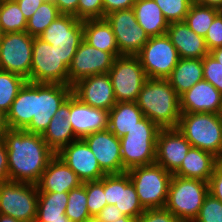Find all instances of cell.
Wrapping results in <instances>:
<instances>
[{
  "label": "cell",
  "mask_w": 222,
  "mask_h": 222,
  "mask_svg": "<svg viewBox=\"0 0 222 222\" xmlns=\"http://www.w3.org/2000/svg\"><path fill=\"white\" fill-rule=\"evenodd\" d=\"M2 140L7 147L9 179L37 184L48 163L56 155L42 134L8 129Z\"/></svg>",
  "instance_id": "1"
},
{
  "label": "cell",
  "mask_w": 222,
  "mask_h": 222,
  "mask_svg": "<svg viewBox=\"0 0 222 222\" xmlns=\"http://www.w3.org/2000/svg\"><path fill=\"white\" fill-rule=\"evenodd\" d=\"M144 116L160 129L177 128L180 98L167 79H147L136 100Z\"/></svg>",
  "instance_id": "2"
},
{
  "label": "cell",
  "mask_w": 222,
  "mask_h": 222,
  "mask_svg": "<svg viewBox=\"0 0 222 222\" xmlns=\"http://www.w3.org/2000/svg\"><path fill=\"white\" fill-rule=\"evenodd\" d=\"M192 147L222 161V116L216 113H181L178 127Z\"/></svg>",
  "instance_id": "3"
},
{
  "label": "cell",
  "mask_w": 222,
  "mask_h": 222,
  "mask_svg": "<svg viewBox=\"0 0 222 222\" xmlns=\"http://www.w3.org/2000/svg\"><path fill=\"white\" fill-rule=\"evenodd\" d=\"M160 128L147 117L138 121L133 129L120 139L123 168L128 171L137 166L155 163L156 139Z\"/></svg>",
  "instance_id": "4"
},
{
  "label": "cell",
  "mask_w": 222,
  "mask_h": 222,
  "mask_svg": "<svg viewBox=\"0 0 222 222\" xmlns=\"http://www.w3.org/2000/svg\"><path fill=\"white\" fill-rule=\"evenodd\" d=\"M208 194V182L173 175L165 208L181 222H193Z\"/></svg>",
  "instance_id": "5"
},
{
  "label": "cell",
  "mask_w": 222,
  "mask_h": 222,
  "mask_svg": "<svg viewBox=\"0 0 222 222\" xmlns=\"http://www.w3.org/2000/svg\"><path fill=\"white\" fill-rule=\"evenodd\" d=\"M145 209L165 208L173 174L154 163L126 171Z\"/></svg>",
  "instance_id": "6"
},
{
  "label": "cell",
  "mask_w": 222,
  "mask_h": 222,
  "mask_svg": "<svg viewBox=\"0 0 222 222\" xmlns=\"http://www.w3.org/2000/svg\"><path fill=\"white\" fill-rule=\"evenodd\" d=\"M37 202V184L11 180L0 183V214L23 222H35Z\"/></svg>",
  "instance_id": "7"
},
{
  "label": "cell",
  "mask_w": 222,
  "mask_h": 222,
  "mask_svg": "<svg viewBox=\"0 0 222 222\" xmlns=\"http://www.w3.org/2000/svg\"><path fill=\"white\" fill-rule=\"evenodd\" d=\"M71 94V85L34 83V115L24 130L43 134L54 114Z\"/></svg>",
  "instance_id": "8"
},
{
  "label": "cell",
  "mask_w": 222,
  "mask_h": 222,
  "mask_svg": "<svg viewBox=\"0 0 222 222\" xmlns=\"http://www.w3.org/2000/svg\"><path fill=\"white\" fill-rule=\"evenodd\" d=\"M108 74L116 102H136L139 92L148 79L137 56L116 57Z\"/></svg>",
  "instance_id": "9"
},
{
  "label": "cell",
  "mask_w": 222,
  "mask_h": 222,
  "mask_svg": "<svg viewBox=\"0 0 222 222\" xmlns=\"http://www.w3.org/2000/svg\"><path fill=\"white\" fill-rule=\"evenodd\" d=\"M136 56L149 79H167L180 59L166 34L149 37Z\"/></svg>",
  "instance_id": "10"
},
{
  "label": "cell",
  "mask_w": 222,
  "mask_h": 222,
  "mask_svg": "<svg viewBox=\"0 0 222 222\" xmlns=\"http://www.w3.org/2000/svg\"><path fill=\"white\" fill-rule=\"evenodd\" d=\"M30 82L69 85L68 66L57 50L39 37H34Z\"/></svg>",
  "instance_id": "11"
},
{
  "label": "cell",
  "mask_w": 222,
  "mask_h": 222,
  "mask_svg": "<svg viewBox=\"0 0 222 222\" xmlns=\"http://www.w3.org/2000/svg\"><path fill=\"white\" fill-rule=\"evenodd\" d=\"M39 38L51 44L59 53L61 60L69 67L83 40V21L74 15L61 14Z\"/></svg>",
  "instance_id": "12"
},
{
  "label": "cell",
  "mask_w": 222,
  "mask_h": 222,
  "mask_svg": "<svg viewBox=\"0 0 222 222\" xmlns=\"http://www.w3.org/2000/svg\"><path fill=\"white\" fill-rule=\"evenodd\" d=\"M34 37L26 31L5 33L0 40V69L23 76L30 82Z\"/></svg>",
  "instance_id": "13"
},
{
  "label": "cell",
  "mask_w": 222,
  "mask_h": 222,
  "mask_svg": "<svg viewBox=\"0 0 222 222\" xmlns=\"http://www.w3.org/2000/svg\"><path fill=\"white\" fill-rule=\"evenodd\" d=\"M112 26L119 56H136L149 37L144 29L138 24L134 10H116L105 16Z\"/></svg>",
  "instance_id": "14"
},
{
  "label": "cell",
  "mask_w": 222,
  "mask_h": 222,
  "mask_svg": "<svg viewBox=\"0 0 222 222\" xmlns=\"http://www.w3.org/2000/svg\"><path fill=\"white\" fill-rule=\"evenodd\" d=\"M115 59L112 53L99 50L83 39L68 67L69 85L92 75L108 73Z\"/></svg>",
  "instance_id": "15"
},
{
  "label": "cell",
  "mask_w": 222,
  "mask_h": 222,
  "mask_svg": "<svg viewBox=\"0 0 222 222\" xmlns=\"http://www.w3.org/2000/svg\"><path fill=\"white\" fill-rule=\"evenodd\" d=\"M104 193L107 204L116 205L126 216L138 218L145 211L127 172L106 174Z\"/></svg>",
  "instance_id": "16"
},
{
  "label": "cell",
  "mask_w": 222,
  "mask_h": 222,
  "mask_svg": "<svg viewBox=\"0 0 222 222\" xmlns=\"http://www.w3.org/2000/svg\"><path fill=\"white\" fill-rule=\"evenodd\" d=\"M56 155L76 173L82 183L97 181L106 175L100 168L97 158L83 139L72 141Z\"/></svg>",
  "instance_id": "17"
},
{
  "label": "cell",
  "mask_w": 222,
  "mask_h": 222,
  "mask_svg": "<svg viewBox=\"0 0 222 222\" xmlns=\"http://www.w3.org/2000/svg\"><path fill=\"white\" fill-rule=\"evenodd\" d=\"M72 94L83 103L110 111L116 104L114 89L108 73L96 74L72 85Z\"/></svg>",
  "instance_id": "18"
},
{
  "label": "cell",
  "mask_w": 222,
  "mask_h": 222,
  "mask_svg": "<svg viewBox=\"0 0 222 222\" xmlns=\"http://www.w3.org/2000/svg\"><path fill=\"white\" fill-rule=\"evenodd\" d=\"M191 147L178 128L160 129L156 139L155 163L174 174Z\"/></svg>",
  "instance_id": "19"
},
{
  "label": "cell",
  "mask_w": 222,
  "mask_h": 222,
  "mask_svg": "<svg viewBox=\"0 0 222 222\" xmlns=\"http://www.w3.org/2000/svg\"><path fill=\"white\" fill-rule=\"evenodd\" d=\"M83 140L97 158L100 168L106 174H120L126 172L123 168L120 139L109 129L94 132Z\"/></svg>",
  "instance_id": "20"
},
{
  "label": "cell",
  "mask_w": 222,
  "mask_h": 222,
  "mask_svg": "<svg viewBox=\"0 0 222 222\" xmlns=\"http://www.w3.org/2000/svg\"><path fill=\"white\" fill-rule=\"evenodd\" d=\"M78 139L94 132L104 131L109 126V111L91 107L70 95V116L68 118Z\"/></svg>",
  "instance_id": "21"
},
{
  "label": "cell",
  "mask_w": 222,
  "mask_h": 222,
  "mask_svg": "<svg viewBox=\"0 0 222 222\" xmlns=\"http://www.w3.org/2000/svg\"><path fill=\"white\" fill-rule=\"evenodd\" d=\"M181 113H216L222 110V94L206 80H201L179 96Z\"/></svg>",
  "instance_id": "22"
},
{
  "label": "cell",
  "mask_w": 222,
  "mask_h": 222,
  "mask_svg": "<svg viewBox=\"0 0 222 222\" xmlns=\"http://www.w3.org/2000/svg\"><path fill=\"white\" fill-rule=\"evenodd\" d=\"M82 181L76 173L57 155H55L43 171L37 183L38 192H69L79 187Z\"/></svg>",
  "instance_id": "23"
},
{
  "label": "cell",
  "mask_w": 222,
  "mask_h": 222,
  "mask_svg": "<svg viewBox=\"0 0 222 222\" xmlns=\"http://www.w3.org/2000/svg\"><path fill=\"white\" fill-rule=\"evenodd\" d=\"M166 35L180 58L202 59L209 54L205 38L192 31L185 21L170 23Z\"/></svg>",
  "instance_id": "24"
},
{
  "label": "cell",
  "mask_w": 222,
  "mask_h": 222,
  "mask_svg": "<svg viewBox=\"0 0 222 222\" xmlns=\"http://www.w3.org/2000/svg\"><path fill=\"white\" fill-rule=\"evenodd\" d=\"M69 116L70 97L57 110L48 128L42 134L44 141L55 154L72 141L78 139L71 127Z\"/></svg>",
  "instance_id": "25"
},
{
  "label": "cell",
  "mask_w": 222,
  "mask_h": 222,
  "mask_svg": "<svg viewBox=\"0 0 222 222\" xmlns=\"http://www.w3.org/2000/svg\"><path fill=\"white\" fill-rule=\"evenodd\" d=\"M219 162L220 160L212 153L191 147L180 168L173 175L209 182Z\"/></svg>",
  "instance_id": "26"
},
{
  "label": "cell",
  "mask_w": 222,
  "mask_h": 222,
  "mask_svg": "<svg viewBox=\"0 0 222 222\" xmlns=\"http://www.w3.org/2000/svg\"><path fill=\"white\" fill-rule=\"evenodd\" d=\"M34 115V83L26 81L6 114L9 129L24 130Z\"/></svg>",
  "instance_id": "27"
},
{
  "label": "cell",
  "mask_w": 222,
  "mask_h": 222,
  "mask_svg": "<svg viewBox=\"0 0 222 222\" xmlns=\"http://www.w3.org/2000/svg\"><path fill=\"white\" fill-rule=\"evenodd\" d=\"M138 24L148 37L165 35L169 23L154 0H136L132 7Z\"/></svg>",
  "instance_id": "28"
},
{
  "label": "cell",
  "mask_w": 222,
  "mask_h": 222,
  "mask_svg": "<svg viewBox=\"0 0 222 222\" xmlns=\"http://www.w3.org/2000/svg\"><path fill=\"white\" fill-rule=\"evenodd\" d=\"M83 39L95 48L119 56L112 26L106 19L83 21Z\"/></svg>",
  "instance_id": "29"
},
{
  "label": "cell",
  "mask_w": 222,
  "mask_h": 222,
  "mask_svg": "<svg viewBox=\"0 0 222 222\" xmlns=\"http://www.w3.org/2000/svg\"><path fill=\"white\" fill-rule=\"evenodd\" d=\"M203 79L202 59L193 58H180L167 78L179 96Z\"/></svg>",
  "instance_id": "30"
},
{
  "label": "cell",
  "mask_w": 222,
  "mask_h": 222,
  "mask_svg": "<svg viewBox=\"0 0 222 222\" xmlns=\"http://www.w3.org/2000/svg\"><path fill=\"white\" fill-rule=\"evenodd\" d=\"M144 117L136 102H116L109 111L108 129L118 138L126 135Z\"/></svg>",
  "instance_id": "31"
},
{
  "label": "cell",
  "mask_w": 222,
  "mask_h": 222,
  "mask_svg": "<svg viewBox=\"0 0 222 222\" xmlns=\"http://www.w3.org/2000/svg\"><path fill=\"white\" fill-rule=\"evenodd\" d=\"M68 192H38L35 222L69 220L65 215Z\"/></svg>",
  "instance_id": "32"
},
{
  "label": "cell",
  "mask_w": 222,
  "mask_h": 222,
  "mask_svg": "<svg viewBox=\"0 0 222 222\" xmlns=\"http://www.w3.org/2000/svg\"><path fill=\"white\" fill-rule=\"evenodd\" d=\"M27 20L15 0L0 1V28L3 34L26 31Z\"/></svg>",
  "instance_id": "33"
},
{
  "label": "cell",
  "mask_w": 222,
  "mask_h": 222,
  "mask_svg": "<svg viewBox=\"0 0 222 222\" xmlns=\"http://www.w3.org/2000/svg\"><path fill=\"white\" fill-rule=\"evenodd\" d=\"M220 10L192 3L185 17V23L197 35L205 37L214 18Z\"/></svg>",
  "instance_id": "34"
},
{
  "label": "cell",
  "mask_w": 222,
  "mask_h": 222,
  "mask_svg": "<svg viewBox=\"0 0 222 222\" xmlns=\"http://www.w3.org/2000/svg\"><path fill=\"white\" fill-rule=\"evenodd\" d=\"M60 15L61 13L54 2L44 1L27 20L26 32L32 37H39Z\"/></svg>",
  "instance_id": "35"
},
{
  "label": "cell",
  "mask_w": 222,
  "mask_h": 222,
  "mask_svg": "<svg viewBox=\"0 0 222 222\" xmlns=\"http://www.w3.org/2000/svg\"><path fill=\"white\" fill-rule=\"evenodd\" d=\"M26 81L19 74L0 69V110L5 114L10 110L18 91Z\"/></svg>",
  "instance_id": "36"
},
{
  "label": "cell",
  "mask_w": 222,
  "mask_h": 222,
  "mask_svg": "<svg viewBox=\"0 0 222 222\" xmlns=\"http://www.w3.org/2000/svg\"><path fill=\"white\" fill-rule=\"evenodd\" d=\"M65 215L72 222H83L92 217L87 208L86 182L68 192Z\"/></svg>",
  "instance_id": "37"
},
{
  "label": "cell",
  "mask_w": 222,
  "mask_h": 222,
  "mask_svg": "<svg viewBox=\"0 0 222 222\" xmlns=\"http://www.w3.org/2000/svg\"><path fill=\"white\" fill-rule=\"evenodd\" d=\"M162 10L166 21L170 23L181 22L189 11L193 0H154Z\"/></svg>",
  "instance_id": "38"
},
{
  "label": "cell",
  "mask_w": 222,
  "mask_h": 222,
  "mask_svg": "<svg viewBox=\"0 0 222 222\" xmlns=\"http://www.w3.org/2000/svg\"><path fill=\"white\" fill-rule=\"evenodd\" d=\"M87 208L91 216H96L106 205L104 177L97 181L86 182Z\"/></svg>",
  "instance_id": "39"
},
{
  "label": "cell",
  "mask_w": 222,
  "mask_h": 222,
  "mask_svg": "<svg viewBox=\"0 0 222 222\" xmlns=\"http://www.w3.org/2000/svg\"><path fill=\"white\" fill-rule=\"evenodd\" d=\"M193 222H222V202L209 193Z\"/></svg>",
  "instance_id": "40"
},
{
  "label": "cell",
  "mask_w": 222,
  "mask_h": 222,
  "mask_svg": "<svg viewBox=\"0 0 222 222\" xmlns=\"http://www.w3.org/2000/svg\"><path fill=\"white\" fill-rule=\"evenodd\" d=\"M203 78L222 94V64L210 54L202 58Z\"/></svg>",
  "instance_id": "41"
},
{
  "label": "cell",
  "mask_w": 222,
  "mask_h": 222,
  "mask_svg": "<svg viewBox=\"0 0 222 222\" xmlns=\"http://www.w3.org/2000/svg\"><path fill=\"white\" fill-rule=\"evenodd\" d=\"M104 19V6L102 0H79L78 20Z\"/></svg>",
  "instance_id": "42"
},
{
  "label": "cell",
  "mask_w": 222,
  "mask_h": 222,
  "mask_svg": "<svg viewBox=\"0 0 222 222\" xmlns=\"http://www.w3.org/2000/svg\"><path fill=\"white\" fill-rule=\"evenodd\" d=\"M205 43L208 51L222 47V13L220 12L213 20L206 34Z\"/></svg>",
  "instance_id": "43"
},
{
  "label": "cell",
  "mask_w": 222,
  "mask_h": 222,
  "mask_svg": "<svg viewBox=\"0 0 222 222\" xmlns=\"http://www.w3.org/2000/svg\"><path fill=\"white\" fill-rule=\"evenodd\" d=\"M137 222H181L166 208L145 209Z\"/></svg>",
  "instance_id": "44"
},
{
  "label": "cell",
  "mask_w": 222,
  "mask_h": 222,
  "mask_svg": "<svg viewBox=\"0 0 222 222\" xmlns=\"http://www.w3.org/2000/svg\"><path fill=\"white\" fill-rule=\"evenodd\" d=\"M208 185L209 193L222 202V161L216 165Z\"/></svg>",
  "instance_id": "45"
},
{
  "label": "cell",
  "mask_w": 222,
  "mask_h": 222,
  "mask_svg": "<svg viewBox=\"0 0 222 222\" xmlns=\"http://www.w3.org/2000/svg\"><path fill=\"white\" fill-rule=\"evenodd\" d=\"M105 16L116 10H127L134 6L136 0H102Z\"/></svg>",
  "instance_id": "46"
},
{
  "label": "cell",
  "mask_w": 222,
  "mask_h": 222,
  "mask_svg": "<svg viewBox=\"0 0 222 222\" xmlns=\"http://www.w3.org/2000/svg\"><path fill=\"white\" fill-rule=\"evenodd\" d=\"M124 216L125 214H123L116 205L108 204L96 215L101 222H115Z\"/></svg>",
  "instance_id": "47"
},
{
  "label": "cell",
  "mask_w": 222,
  "mask_h": 222,
  "mask_svg": "<svg viewBox=\"0 0 222 222\" xmlns=\"http://www.w3.org/2000/svg\"><path fill=\"white\" fill-rule=\"evenodd\" d=\"M8 153L7 147L0 139V183L9 181Z\"/></svg>",
  "instance_id": "48"
},
{
  "label": "cell",
  "mask_w": 222,
  "mask_h": 222,
  "mask_svg": "<svg viewBox=\"0 0 222 222\" xmlns=\"http://www.w3.org/2000/svg\"><path fill=\"white\" fill-rule=\"evenodd\" d=\"M78 1L79 0H54L61 14L74 15L78 19Z\"/></svg>",
  "instance_id": "49"
},
{
  "label": "cell",
  "mask_w": 222,
  "mask_h": 222,
  "mask_svg": "<svg viewBox=\"0 0 222 222\" xmlns=\"http://www.w3.org/2000/svg\"><path fill=\"white\" fill-rule=\"evenodd\" d=\"M24 14L26 20H29L35 11L45 0H15Z\"/></svg>",
  "instance_id": "50"
},
{
  "label": "cell",
  "mask_w": 222,
  "mask_h": 222,
  "mask_svg": "<svg viewBox=\"0 0 222 222\" xmlns=\"http://www.w3.org/2000/svg\"><path fill=\"white\" fill-rule=\"evenodd\" d=\"M193 2L198 5L212 7L218 10L222 9V0H193Z\"/></svg>",
  "instance_id": "51"
},
{
  "label": "cell",
  "mask_w": 222,
  "mask_h": 222,
  "mask_svg": "<svg viewBox=\"0 0 222 222\" xmlns=\"http://www.w3.org/2000/svg\"><path fill=\"white\" fill-rule=\"evenodd\" d=\"M8 129L6 114L0 110V139H2Z\"/></svg>",
  "instance_id": "52"
},
{
  "label": "cell",
  "mask_w": 222,
  "mask_h": 222,
  "mask_svg": "<svg viewBox=\"0 0 222 222\" xmlns=\"http://www.w3.org/2000/svg\"><path fill=\"white\" fill-rule=\"evenodd\" d=\"M211 56H213L219 63L222 64V47L213 49L209 52Z\"/></svg>",
  "instance_id": "53"
},
{
  "label": "cell",
  "mask_w": 222,
  "mask_h": 222,
  "mask_svg": "<svg viewBox=\"0 0 222 222\" xmlns=\"http://www.w3.org/2000/svg\"><path fill=\"white\" fill-rule=\"evenodd\" d=\"M0 222H23V221L17 220L11 216L0 214Z\"/></svg>",
  "instance_id": "54"
},
{
  "label": "cell",
  "mask_w": 222,
  "mask_h": 222,
  "mask_svg": "<svg viewBox=\"0 0 222 222\" xmlns=\"http://www.w3.org/2000/svg\"><path fill=\"white\" fill-rule=\"evenodd\" d=\"M115 222H137V218L125 215L124 217L119 218Z\"/></svg>",
  "instance_id": "55"
},
{
  "label": "cell",
  "mask_w": 222,
  "mask_h": 222,
  "mask_svg": "<svg viewBox=\"0 0 222 222\" xmlns=\"http://www.w3.org/2000/svg\"><path fill=\"white\" fill-rule=\"evenodd\" d=\"M83 222H101L96 216H92Z\"/></svg>",
  "instance_id": "56"
},
{
  "label": "cell",
  "mask_w": 222,
  "mask_h": 222,
  "mask_svg": "<svg viewBox=\"0 0 222 222\" xmlns=\"http://www.w3.org/2000/svg\"><path fill=\"white\" fill-rule=\"evenodd\" d=\"M48 222H72L70 220H56V221H48Z\"/></svg>",
  "instance_id": "57"
},
{
  "label": "cell",
  "mask_w": 222,
  "mask_h": 222,
  "mask_svg": "<svg viewBox=\"0 0 222 222\" xmlns=\"http://www.w3.org/2000/svg\"><path fill=\"white\" fill-rule=\"evenodd\" d=\"M2 35H3V32L1 31V28H0V40H1Z\"/></svg>",
  "instance_id": "58"
}]
</instances>
